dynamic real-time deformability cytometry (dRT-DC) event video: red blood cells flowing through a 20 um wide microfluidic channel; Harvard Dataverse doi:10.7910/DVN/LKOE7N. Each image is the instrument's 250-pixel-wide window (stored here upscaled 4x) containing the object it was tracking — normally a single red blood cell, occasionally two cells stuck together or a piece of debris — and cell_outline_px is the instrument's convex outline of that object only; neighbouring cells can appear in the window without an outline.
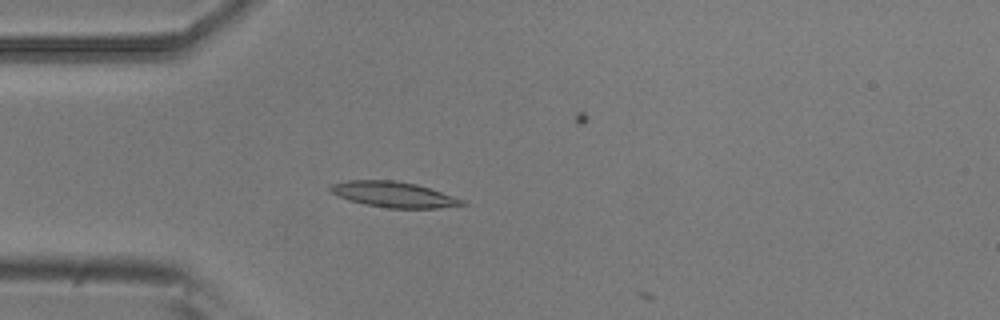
{"species": "common noctule bat (a hibernating species)", "species_latin": "Nyctalus noctula", "temperature_condition": "room temperature", "stored_images_in_passage": 4, "camera_frame_rate_fps": 3000, "um_per_image_px": 0.085, "animal": {"sex": "male", "body_mass_g": 20.5, "forearm_length_mm": 52.5}, "frame": {"image": 1, "passage_image": 4, "time_ms": 1.0, "image_size_px": [1000, 320], "cell_outline_px": [[468, 204], [436, 208], [388, 208], [364, 204], [348, 200], [336, 196], [328, 188], [332, 184], [348, 180], [392, 180], [416, 184], [464, 200]], "centroid_in_image_um": [33.41, 16.53], "position_along_channel_um": 51.6, "area_um2": 19.48}}